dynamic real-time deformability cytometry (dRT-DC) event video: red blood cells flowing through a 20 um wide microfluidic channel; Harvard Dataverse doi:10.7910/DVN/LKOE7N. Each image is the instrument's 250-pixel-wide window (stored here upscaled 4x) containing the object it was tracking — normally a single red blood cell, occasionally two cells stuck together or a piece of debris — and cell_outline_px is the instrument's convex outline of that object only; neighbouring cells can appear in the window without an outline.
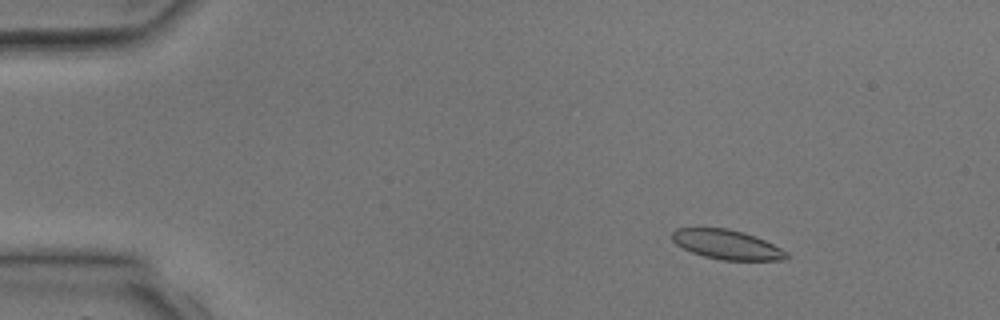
{"species": "common noctule bat (a hibernating species)", "species_latin": "Nyctalus noctula", "temperature_condition": "room temperature", "stored_images_in_passage": 3, "camera_frame_rate_fps": 3000, "um_per_image_px": 0.085, "animal": {"sex": "male", "body_mass_g": 17.9, "forearm_length_mm": 54.2}, "frame": {"image": 1, "passage_image": 1, "time_ms": 0.0, "image_size_px": [1000, 320], "cell_outline_px": [[788, 256], [784, 260], [720, 260], [704, 256], [692, 252], [676, 244], [672, 240], [672, 232], [676, 228], [728, 228], [744, 232], [764, 240], [788, 252]], "centroid_in_image_um": [61.77, 20.79], "position_along_channel_um": 23.2, "area_um2": 19.54}}
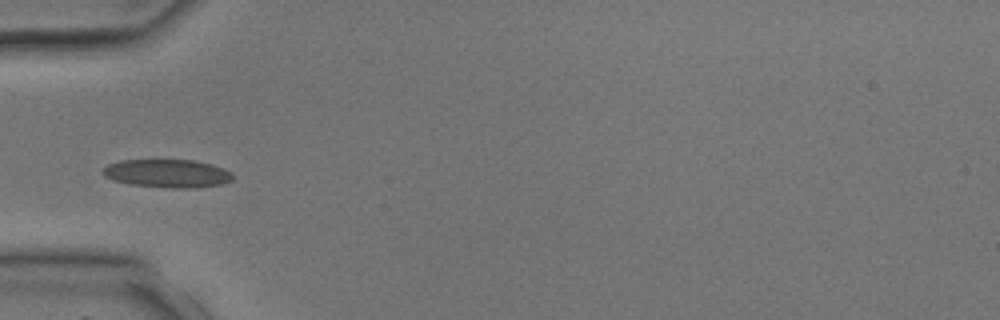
{"frame": {"image": 2, "passage_image": 3, "time_ms": 2.667, "image_size_px": [1000, 320], "cell_outline_px": [[232, 180], [220, 184], [196, 188], [172, 188], [132, 184], [112, 180], [104, 176], [100, 172], [108, 164], [120, 160], [196, 160], [212, 164], [224, 168], [232, 172]], "centroid_in_image_um": [14.22, 14.73], "position_along_channel_um": 70.8, "area_um2": 21.44}}